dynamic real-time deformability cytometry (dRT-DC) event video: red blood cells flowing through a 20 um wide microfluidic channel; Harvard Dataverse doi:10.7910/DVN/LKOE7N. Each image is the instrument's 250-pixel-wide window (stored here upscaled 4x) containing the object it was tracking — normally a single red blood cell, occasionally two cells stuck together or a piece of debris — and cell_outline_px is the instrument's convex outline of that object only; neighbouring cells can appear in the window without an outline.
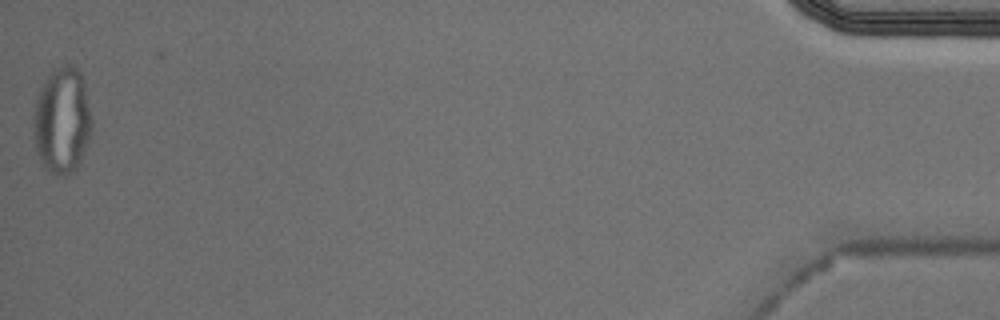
{"species": "Egyptian fruit bat (a non-hibernating species)", "species_latin": "Rousettus aegyptiacus", "temperature_condition": "cold", "stored_images_in_passage": 46, "camera_frame_rate_fps": 3000, "um_per_image_px": 0.085, "animal": {"sex": "male"}, "frame": {"image": 1, "passage_image": 46, "time_ms": 15.0, "image_size_px": [1000, 320], "cell_outline_px": [[92, 128], [88, 140], [80, 160], [76, 168], [68, 176], [56, 176], [44, 168], [36, 152], [32, 128], [32, 116], [36, 100], [40, 88], [52, 68], [68, 64], [72, 64], [80, 72], [84, 84], [92, 120]], "centroid_in_image_um": [5.24, 10.25], "position_along_channel_um": 430.0, "area_um2": 36.53}, "authors_computed_cell_mechanics": {"area_um2": 21.7906, "velocity_mm_per_s": 3.7018, "shape_relaxation_time_tau1_ms": null, "shape_relaxation_time_tau2_ms": 1.6317, "deformation_change_tau1": null, "deformation_change_tau2": 0.0545}}